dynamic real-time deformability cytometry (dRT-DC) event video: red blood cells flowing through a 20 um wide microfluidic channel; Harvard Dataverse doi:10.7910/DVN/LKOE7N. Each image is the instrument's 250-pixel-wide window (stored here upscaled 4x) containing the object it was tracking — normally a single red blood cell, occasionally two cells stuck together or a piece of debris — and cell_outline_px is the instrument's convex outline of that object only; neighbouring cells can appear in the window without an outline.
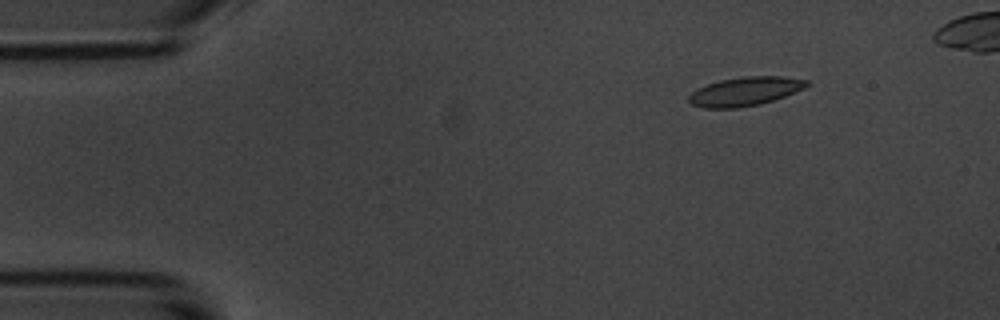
{"species": "common noctule bat (a hibernating species)", "species_latin": "Nyctalus noctula", "temperature_condition": "room temperature", "stored_images_in_passage": 12, "camera_frame_rate_fps": 3000, "um_per_image_px": 0.085, "animal": {"sex": "male", "body_mass_g": 20.1, "forearm_length_mm": 53.5}, "frame": {"image": 1, "passage_image": 6, "time_ms": 1.667, "image_size_px": [1000, 320], "cell_outline_px": [[796, 88], [780, 96], [752, 104], [704, 104], [732, 80], [788, 80]], "centroid_in_image_um": [63.81, 7.79], "position_along_channel_um": 21.2, "area_um2": 11.1}}